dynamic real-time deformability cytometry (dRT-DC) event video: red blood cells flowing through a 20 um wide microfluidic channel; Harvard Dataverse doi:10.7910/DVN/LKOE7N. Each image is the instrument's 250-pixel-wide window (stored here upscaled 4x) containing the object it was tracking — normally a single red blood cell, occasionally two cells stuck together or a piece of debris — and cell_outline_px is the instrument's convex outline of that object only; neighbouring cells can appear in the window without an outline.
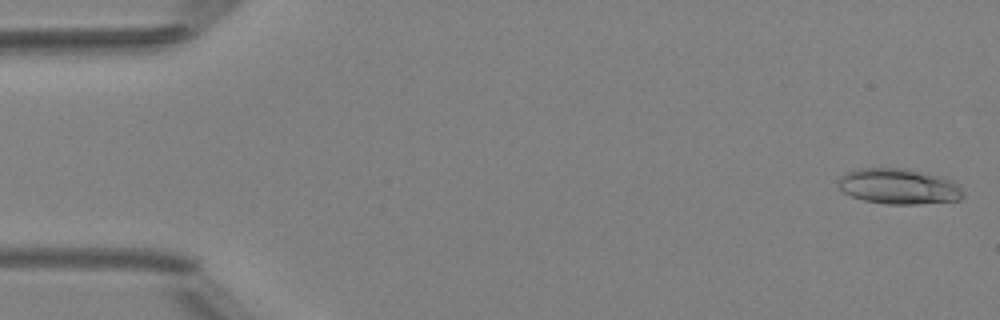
{"species": "Egyptian fruit bat (a non-hibernating species)", "species_latin": "Rousettus aegyptiacus", "temperature_condition": "room temperature", "stored_images_in_passage": 5, "camera_frame_rate_fps": 3000, "um_per_image_px": 0.085, "animal": {"sex": "female"}, "frame": {"image": 1, "passage_image": 1, "time_ms": 0.0, "image_size_px": [1000, 320], "cell_outline_px": [[964, 196], [960, 200], [916, 204], [888, 204], [864, 200], [852, 196], [844, 192], [840, 188], [840, 176], [844, 172], [856, 168], [908, 168], [924, 172], [952, 180], [964, 192]], "centroid_in_image_um": [76.4, 15.83], "position_along_channel_um": 8.6, "area_um2": 25.84}}
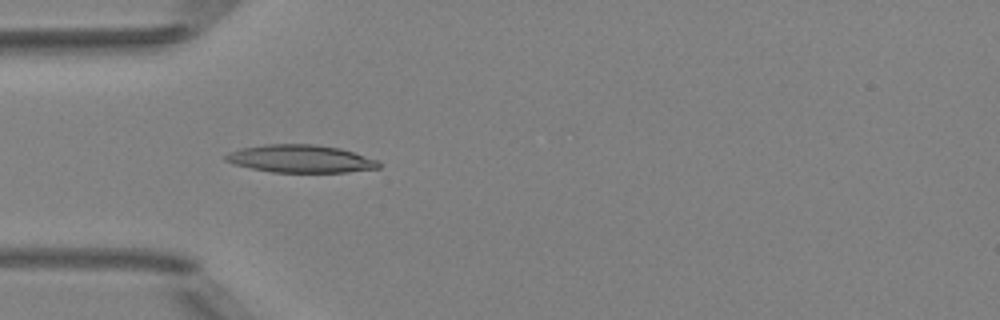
{"frame": {"image": 2, "passage_image": 5, "time_ms": 4.667, "image_size_px": [1000, 320], "cell_outline_px": [[380, 168], [348, 172], [272, 172], [252, 168], [236, 164], [224, 160], [224, 156], [228, 152], [240, 148], [264, 144], [316, 144], [340, 148], [376, 160], [380, 164]], "centroid_in_image_um": [25.52, 13.49], "position_along_channel_um": 59.5, "area_um2": 24.62}}